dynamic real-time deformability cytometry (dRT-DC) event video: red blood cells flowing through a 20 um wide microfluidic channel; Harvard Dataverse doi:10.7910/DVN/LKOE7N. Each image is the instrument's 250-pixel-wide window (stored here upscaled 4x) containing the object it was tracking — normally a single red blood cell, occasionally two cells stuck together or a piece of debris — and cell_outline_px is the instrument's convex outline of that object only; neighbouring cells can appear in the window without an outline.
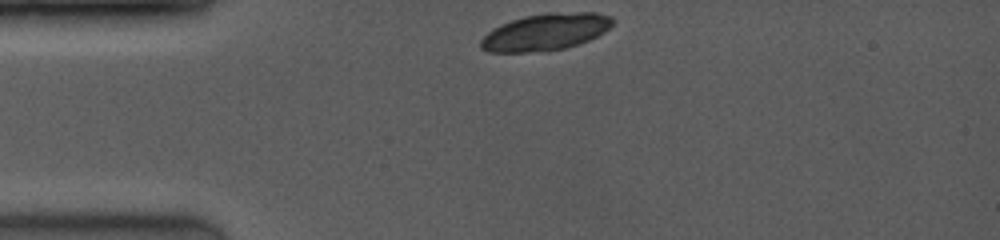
{"species": "common noctule bat (a hibernating species)", "species_latin": "Nyctalus noctula", "temperature_condition": "room temperature", "stored_images_in_passage": 4, "camera_frame_rate_fps": 4000, "um_per_image_px": 0.085, "animal": {"sex": "female", "body_mass_g": 19.0, "forearm_length_mm": 53.3}, "frame": {"image": 1, "passage_image": 1, "time_ms": 0.0, "image_size_px": [1000, 240], "cell_outline_px": [[616, 20], [604, 32], [588, 40], [564, 48], [524, 52], [488, 52], [480, 48], [480, 40], [488, 32], [512, 20], [524, 16], [548, 12], [596, 12], [612, 16]], "centroid_in_image_um": [46.4, 2.7], "position_along_channel_um": 38.6, "area_um2": 28.03}}